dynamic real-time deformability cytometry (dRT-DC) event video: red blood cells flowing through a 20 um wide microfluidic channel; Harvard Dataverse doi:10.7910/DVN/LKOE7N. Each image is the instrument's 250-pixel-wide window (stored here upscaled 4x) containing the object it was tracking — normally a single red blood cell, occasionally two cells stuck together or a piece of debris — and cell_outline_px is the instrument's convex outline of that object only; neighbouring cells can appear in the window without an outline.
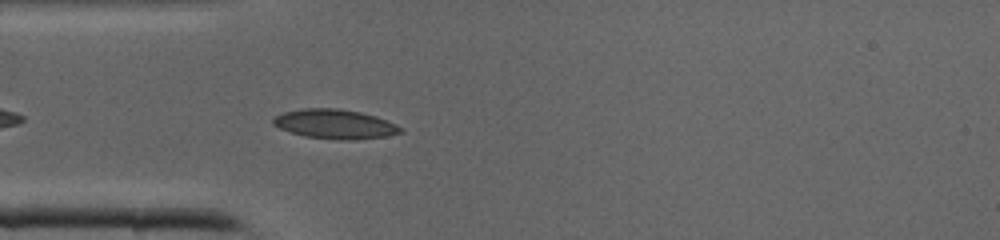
{"species": "common noctule bat (a hibernating species)", "species_latin": "Nyctalus noctula", "temperature_condition": "cold", "stored_images_in_passage": 32, "camera_frame_rate_fps": 3000, "um_per_image_px": 0.085, "animal": {"sex": "male", "body_mass_g": 19.0, "forearm_length_mm": 50.8}, "frame": {"image": 1, "passage_image": 3, "time_ms": 0.667, "image_size_px": [1000, 240], "cell_outline_px": [[404, 132], [384, 136], [356, 140], [340, 140], [304, 136], [280, 128], [272, 124], [272, 120], [276, 116], [284, 112], [304, 108], [336, 108], [360, 112], [376, 116], [396, 124], [404, 128]], "centroid_in_image_um": [28.5, 10.55], "position_along_channel_um": 56.5, "area_um2": 21.79}}
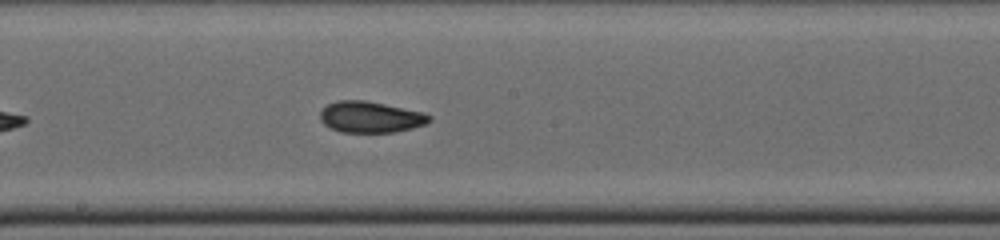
{"frame": {"image": 2, "passage_image": 13, "time_ms": 4.0, "image_size_px": [1000, 240], "cell_outline_px": [[432, 120], [424, 124], [412, 128], [396, 132], [340, 132], [324, 124], [320, 120], [320, 112], [328, 104], [340, 100], [364, 100], [384, 104], [420, 112], [432, 116]], "centroid_in_image_um": [31.47, 9.95], "position_along_channel_um": 216.7, "area_um2": 19.59}}
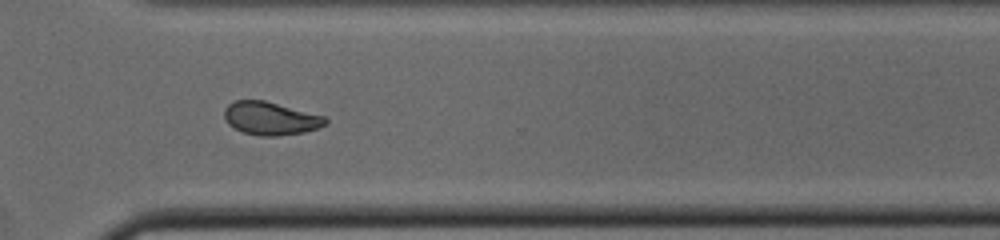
{"frame": {"image": 3, "passage_image": 21, "time_ms": 6.667, "image_size_px": [1000, 240], "cell_outline_px": [[328, 124], [304, 132], [276, 136], [260, 136], [244, 132], [228, 124], [224, 116], [224, 108], [228, 104], [236, 100], [264, 100], [324, 116], [328, 120]], "centroid_in_image_um": [22.99, 10.06], "position_along_channel_um": 347.6, "area_um2": 19.36}}